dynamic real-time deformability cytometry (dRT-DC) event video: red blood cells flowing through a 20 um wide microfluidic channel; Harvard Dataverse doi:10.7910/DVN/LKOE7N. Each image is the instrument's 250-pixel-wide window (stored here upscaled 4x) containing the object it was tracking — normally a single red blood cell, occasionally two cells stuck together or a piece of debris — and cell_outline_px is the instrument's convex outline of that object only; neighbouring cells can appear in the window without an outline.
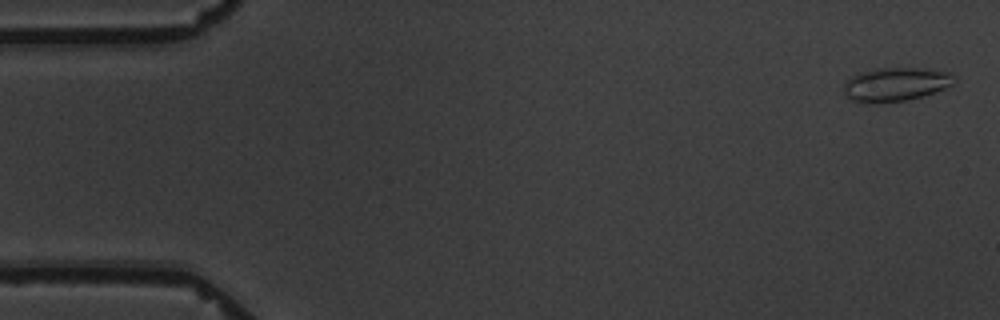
{"species": "common noctule bat (a hibernating species)", "species_latin": "Nyctalus noctula", "temperature_condition": "warm", "stored_images_in_passage": 5, "camera_frame_rate_fps": 3000, "um_per_image_px": 0.085, "animal": {"sex": "male", "body_mass_g": 19.5, "forearm_length_mm": 54.6}, "frame": {"image": 1, "passage_image": 1, "time_ms": 0.0, "image_size_px": [1000, 320], "cell_outline_px": [[956, 76], [952, 84], [944, 88], [924, 96], [904, 100], [872, 104], [868, 104], [852, 100], [844, 92], [844, 84], [852, 76], [860, 72], [876, 68], [916, 68], [952, 72]], "centroid_in_image_um": [76.13, 7.17], "position_along_channel_um": 8.9, "area_um2": 21.68}}
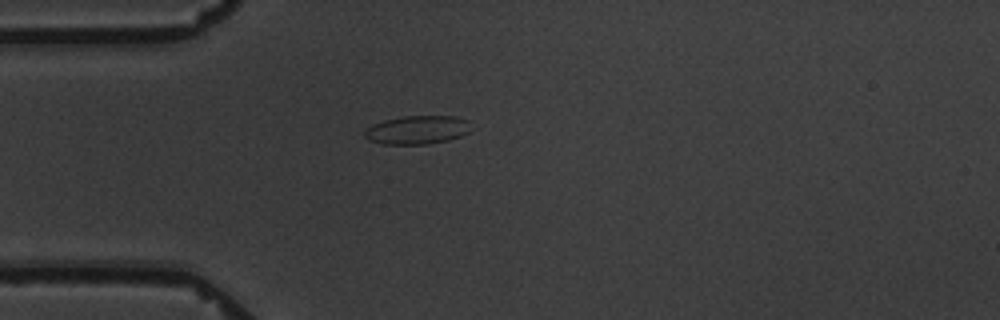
{"frame": {"image": 2, "passage_image": 5, "time_ms": 4.667, "image_size_px": [1000, 320], "cell_outline_px": [[468, 132], [460, 136], [448, 140], [428, 144], [384, 144], [368, 140], [364, 136], [364, 128], [372, 124], [384, 120], [404, 116], [456, 116], [468, 120]], "centroid_in_image_um": [35.41, 11.04], "position_along_channel_um": 49.6, "area_um2": 17.69}}